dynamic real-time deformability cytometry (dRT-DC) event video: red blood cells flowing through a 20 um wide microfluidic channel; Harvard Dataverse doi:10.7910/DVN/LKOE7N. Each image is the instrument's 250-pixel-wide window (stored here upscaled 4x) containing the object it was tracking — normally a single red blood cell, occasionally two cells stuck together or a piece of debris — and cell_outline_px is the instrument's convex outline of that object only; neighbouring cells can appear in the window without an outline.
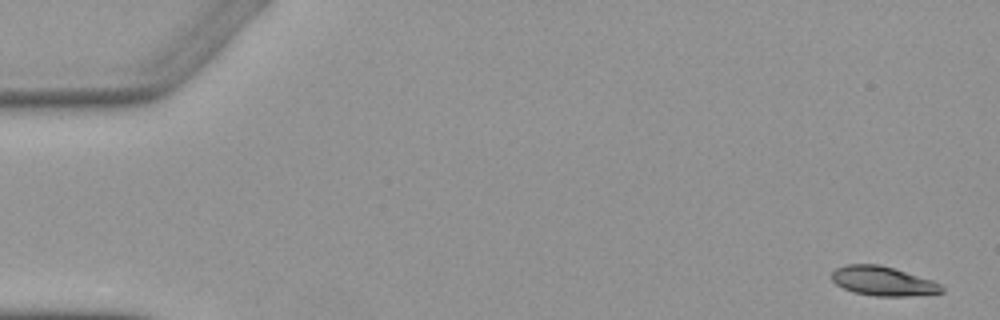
{"species": "Egyptian fruit bat (a non-hibernating species)", "species_latin": "Rousettus aegyptiacus", "temperature_condition": "warm", "stored_images_in_passage": 5, "camera_frame_rate_fps": 3000, "um_per_image_px": 0.085, "animal": {"sex": "female"}, "frame": {"image": 1, "passage_image": 1, "time_ms": 0.0, "image_size_px": [1000, 320], "cell_outline_px": [[944, 292], [908, 296], [876, 296], [852, 292], [836, 284], [832, 280], [832, 272], [836, 268], [848, 264], [876, 264], [892, 268], [932, 280], [940, 284], [944, 288]], "centroid_in_image_um": [75.04, 23.9], "position_along_channel_um": 10.0, "area_um2": 18.55}}